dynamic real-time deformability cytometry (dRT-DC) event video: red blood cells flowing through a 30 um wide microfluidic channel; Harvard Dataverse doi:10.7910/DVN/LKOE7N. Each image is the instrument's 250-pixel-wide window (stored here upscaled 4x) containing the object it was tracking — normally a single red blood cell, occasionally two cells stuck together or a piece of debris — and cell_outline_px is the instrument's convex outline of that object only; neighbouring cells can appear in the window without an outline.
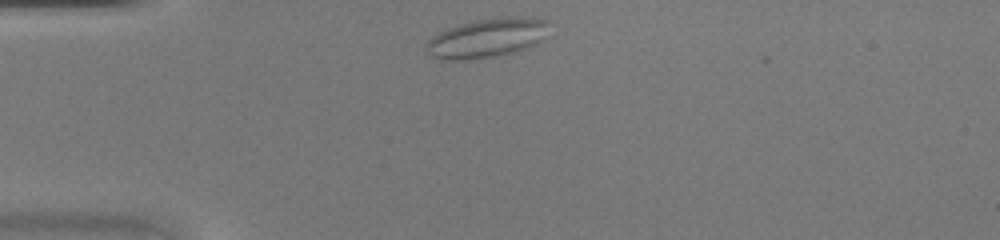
{"species": "common noctule bat (a hibernating species)", "species_latin": "Nyctalus noctula", "temperature_condition": "warm", "stored_images_in_passage": 36, "camera_frame_rate_fps": 3000, "um_per_image_px": 0.085, "animal": {"sex": "female", "body_mass_g": 20.0, "forearm_length_mm": 54.0}, "frame": {"image": 1, "passage_image": 1, "time_ms": 0.0, "image_size_px": [1000, 240], "cell_outline_px": [[544, 24], [540, 40], [536, 44], [500, 56], [468, 60], [440, 60], [432, 56], [428, 52], [424, 44], [432, 36], [448, 28], [460, 24], [476, 20], [504, 16], [532, 16], [544, 20]], "centroid_in_image_um": [41.29, 3.24], "position_along_channel_um": 43.7, "area_um2": 27.74}}
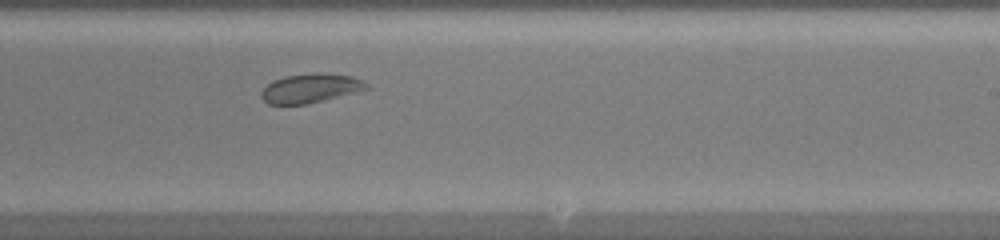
{"frame": {"image": 2, "passage_image": 18, "time_ms": 5.667, "image_size_px": [1000, 240], "cell_outline_px": [[368, 88], [356, 92], [308, 104], [268, 104], [260, 96], [260, 92], [272, 80], [284, 76], [352, 76], [368, 84]], "centroid_in_image_um": [26.32, 7.56], "position_along_channel_um": 262.7, "area_um2": 16.82}}
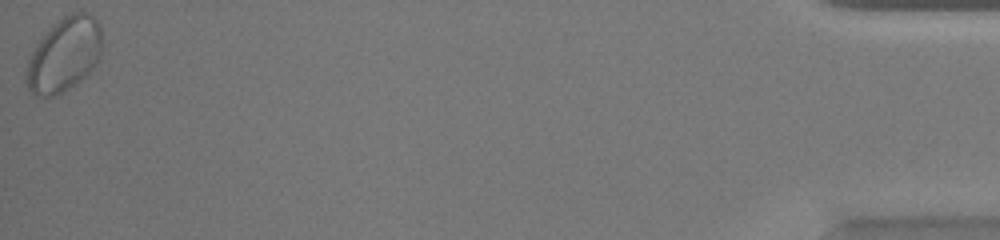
{"frame": {"image": 3, "passage_image": 36, "time_ms": 11.667, "image_size_px": [1000, 240], "cell_outline_px": [[100, 52], [96, 64], [80, 80], [68, 88], [52, 96], [36, 96], [28, 88], [28, 60], [36, 44], [52, 24], [68, 12], [84, 12], [92, 16], [100, 24]], "centroid_in_image_um": [5.46, 4.6], "position_along_channel_um": 429.7, "area_um2": 31.96}}